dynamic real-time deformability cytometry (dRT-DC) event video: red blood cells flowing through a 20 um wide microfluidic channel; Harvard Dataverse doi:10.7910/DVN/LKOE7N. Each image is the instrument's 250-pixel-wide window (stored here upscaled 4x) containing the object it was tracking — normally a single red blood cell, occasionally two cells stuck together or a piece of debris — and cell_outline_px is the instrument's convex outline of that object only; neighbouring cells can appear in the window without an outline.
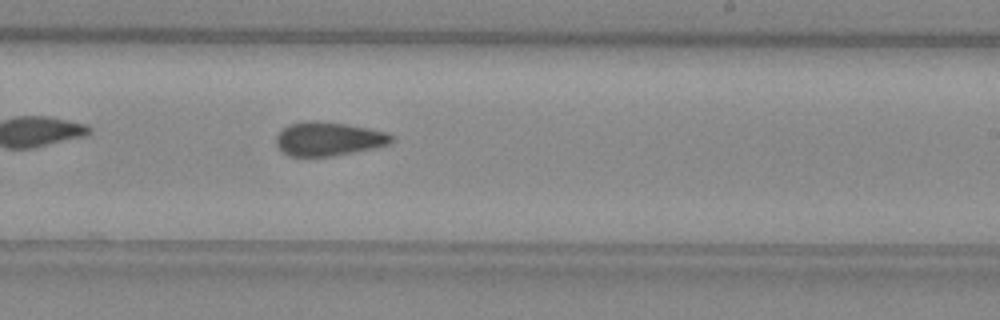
{"species": "common noctule bat (a hibernating species)", "species_latin": "Nyctalus noctula", "temperature_condition": "warm", "stored_images_in_passage": 35, "camera_frame_rate_fps": 3000, "um_per_image_px": 0.085, "animal": {"sex": "female", "body_mass_g": 29.2, "forearm_length_mm": 56.3}, "frame": {"image": 1, "passage_image": 16, "time_ms": 5.0, "image_size_px": [1000, 320], "cell_outline_px": [[392, 144], [332, 156], [292, 156], [284, 152], [276, 144], [276, 136], [288, 124], [304, 120], [320, 120], [344, 124], [388, 132], [392, 136]], "centroid_in_image_um": [27.91, 11.79], "position_along_channel_um": 261.1, "area_um2": 22.6}}